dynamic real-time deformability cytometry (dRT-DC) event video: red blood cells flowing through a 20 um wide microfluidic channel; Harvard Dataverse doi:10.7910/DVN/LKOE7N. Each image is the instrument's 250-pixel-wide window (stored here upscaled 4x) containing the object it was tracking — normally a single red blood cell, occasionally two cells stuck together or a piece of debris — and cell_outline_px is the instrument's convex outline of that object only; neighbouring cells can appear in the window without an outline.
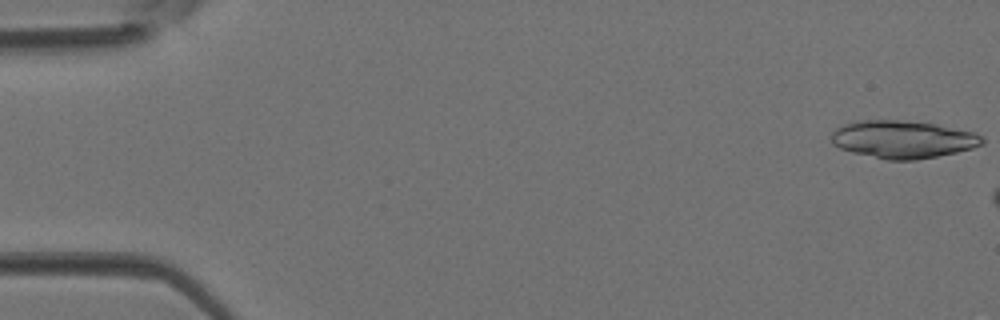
{"species": "Egyptian fruit bat (a non-hibernating species)", "species_latin": "Rousettus aegyptiacus", "temperature_condition": "room temperature", "stored_images_in_passage": 3, "camera_frame_rate_fps": 3000, "um_per_image_px": 0.085, "animal": {"sex": "female"}, "frame": {"image": 1, "passage_image": 1, "time_ms": 0.0, "image_size_px": [1000, 320], "cell_outline_px": [[984, 144], [972, 148], [956, 152], [916, 160], [888, 160], [852, 152], [840, 148], [832, 144], [832, 132], [836, 128], [844, 124], [860, 120], [904, 120], [936, 124], [976, 132], [984, 136]], "centroid_in_image_um": [76.77, 11.84], "position_along_channel_um": 8.2, "area_um2": 33.23}}